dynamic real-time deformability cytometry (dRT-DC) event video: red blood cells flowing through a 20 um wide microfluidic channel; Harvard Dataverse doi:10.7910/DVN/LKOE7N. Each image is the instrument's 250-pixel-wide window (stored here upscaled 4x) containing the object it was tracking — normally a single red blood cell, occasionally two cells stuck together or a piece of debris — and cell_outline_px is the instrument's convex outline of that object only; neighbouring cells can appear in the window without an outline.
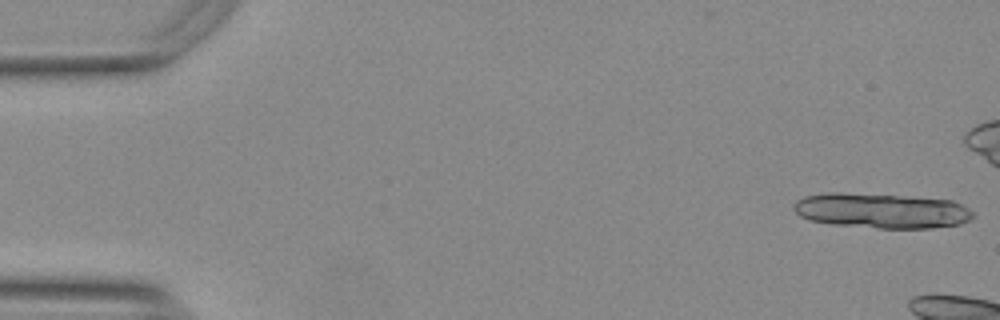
{"species": "Egyptian fruit bat (a non-hibernating species)", "species_latin": "Rousettus aegyptiacus", "temperature_condition": "warm", "stored_images_in_passage": 10, "camera_frame_rate_fps": 3000, "um_per_image_px": 0.085, "animal": {"sex": "female"}, "frame": {"image": 1, "passage_image": 1, "time_ms": 0.0, "image_size_px": [1000, 320], "cell_outline_px": [[972, 216], [968, 220], [960, 224], [928, 228], [880, 228], [832, 224], [812, 220], [800, 216], [792, 208], [792, 204], [796, 200], [804, 196], [828, 192], [840, 192], [900, 196], [952, 200], [968, 208], [972, 212]], "centroid_in_image_um": [74.87, 17.9], "position_along_channel_um": 10.1, "area_um2": 36.36}}